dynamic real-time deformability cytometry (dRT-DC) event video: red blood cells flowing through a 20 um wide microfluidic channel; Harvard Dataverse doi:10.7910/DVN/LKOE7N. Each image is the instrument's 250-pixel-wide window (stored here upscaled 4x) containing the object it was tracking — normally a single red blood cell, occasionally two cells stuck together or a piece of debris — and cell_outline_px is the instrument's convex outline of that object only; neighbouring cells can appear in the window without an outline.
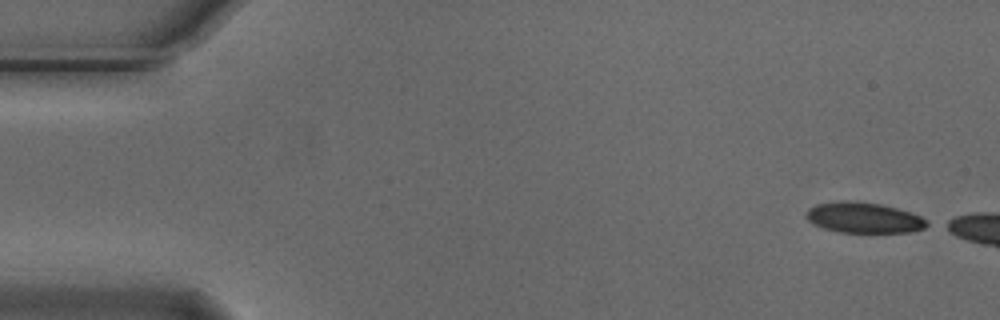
{"species": "Egyptian fruit bat (a non-hibernating species)", "species_latin": "Rousettus aegyptiacus", "temperature_condition": "cold", "stored_images_in_passage": 10, "camera_frame_rate_fps": 3000, "um_per_image_px": 0.085, "animal": {"sex": "male"}, "frame": {"image": 1, "passage_image": 1, "time_ms": 0.0, "image_size_px": [1000, 320], "cell_outline_px": [[932, 224], [924, 228], [908, 232], [840, 232], [824, 228], [808, 220], [804, 216], [804, 212], [808, 208], [816, 204], [840, 200], [856, 200], [880, 204], [896, 208], [920, 216]], "centroid_in_image_um": [73.39, 18.48], "position_along_channel_um": 11.6, "area_um2": 21.62}}